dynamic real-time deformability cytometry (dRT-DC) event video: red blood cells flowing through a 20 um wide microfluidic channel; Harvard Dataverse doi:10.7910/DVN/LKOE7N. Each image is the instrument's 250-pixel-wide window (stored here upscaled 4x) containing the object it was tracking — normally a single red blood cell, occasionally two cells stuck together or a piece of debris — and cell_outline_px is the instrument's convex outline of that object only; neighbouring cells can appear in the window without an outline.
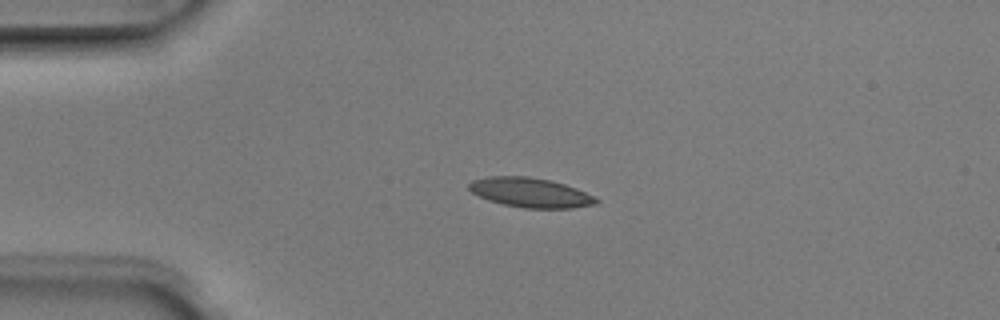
{"species": "Egyptian fruit bat (a non-hibernating species)", "species_latin": "Rousettus aegyptiacus", "temperature_condition": "room temperature", "stored_images_in_passage": 3, "camera_frame_rate_fps": 3000, "um_per_image_px": 0.085, "animal": {"sex": "male"}, "frame": {"image": 1, "passage_image": 2, "time_ms": 0.333, "image_size_px": [1000, 320], "cell_outline_px": [[600, 200], [596, 204], [572, 208], [524, 208], [504, 204], [488, 200], [472, 192], [468, 188], [468, 184], [472, 180], [488, 176], [528, 176], [548, 180], [564, 184], [576, 188]], "centroid_in_image_um": [45.06, 16.36], "position_along_channel_um": 39.9, "area_um2": 21.73}}